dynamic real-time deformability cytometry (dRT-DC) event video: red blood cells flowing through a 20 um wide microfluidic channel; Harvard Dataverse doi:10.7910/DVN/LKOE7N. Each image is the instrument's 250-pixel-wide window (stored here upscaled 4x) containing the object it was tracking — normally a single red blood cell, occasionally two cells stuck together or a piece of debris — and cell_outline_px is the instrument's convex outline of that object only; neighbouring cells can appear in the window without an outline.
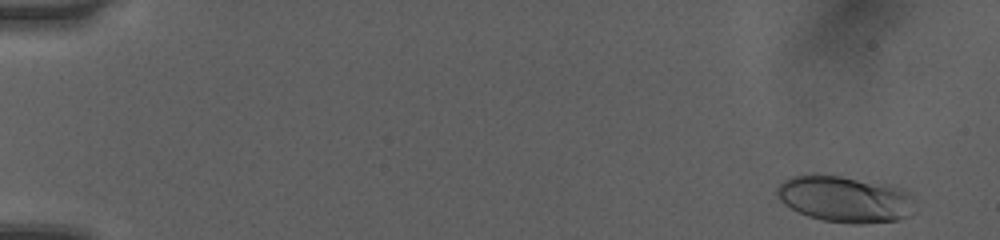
{"species": "human", "species_latin": "Homo sapiens", "temperature_condition": "room temperature", "stored_images_in_passage": 50, "camera_frame_rate_fps": 3000, "um_per_image_px": 0.085, "donor": {"sex": "female"}, "frame": {"image": 1, "passage_image": 2, "time_ms": 0.333, "image_size_px": [1000, 240], "cell_outline_px": [[912, 192], [908, 216], [900, 220], [864, 224], [852, 224], [824, 220], [808, 216], [784, 204], [776, 196], [776, 188], [784, 180], [792, 176], [808, 172], [816, 172], [892, 184], [904, 188]], "centroid_in_image_um": [71.78, 16.88], "position_along_channel_um": 13.2, "area_um2": 37.92}}
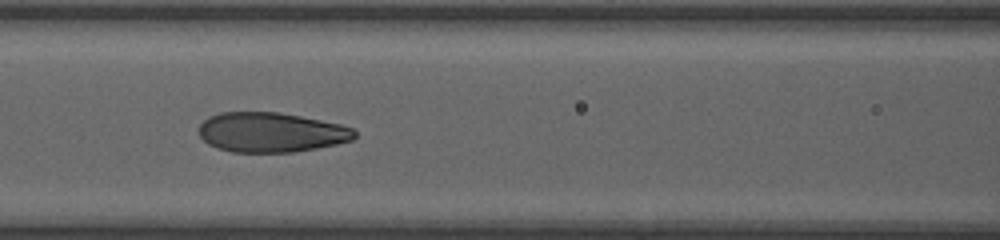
{"frame": {"image": 2, "passage_image": 23, "time_ms": 7.333, "image_size_px": [1000, 240], "cell_outline_px": [[356, 136], [352, 140], [336, 144], [316, 148], [292, 152], [232, 152], [216, 148], [208, 144], [200, 136], [200, 124], [208, 116], [220, 112], [280, 112], [340, 124], [352, 128], [356, 132]], "centroid_in_image_um": [23.02, 11.24], "position_along_channel_um": 143.6, "area_um2": 36.07}}
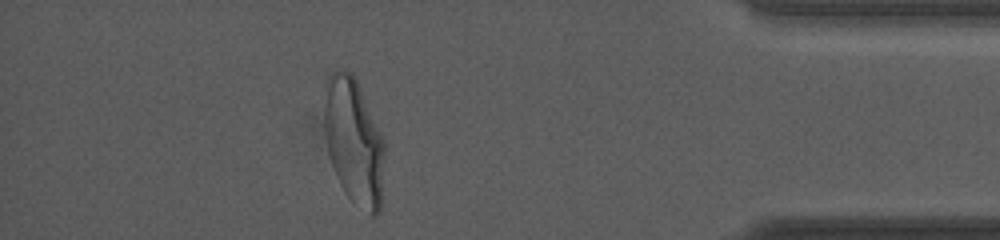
{"frame": {"image": 3, "passage_image": 45, "time_ms": 14.667, "image_size_px": [1000, 240], "cell_outline_px": [[384, 152], [380, 212], [376, 216], [372, 216], [352, 200], [344, 192], [340, 184], [328, 156], [324, 132], [324, 104], [328, 76], [332, 72], [344, 68], [352, 72], [356, 80], [384, 140]], "centroid_in_image_um": [30.06, 12.02], "position_along_channel_um": 405.1, "area_um2": 44.1}, "authors_computed_cell_mechanics": {"area_um2": 37.0209, "velocity_mm_per_s": 4.0607, "shape_relaxation_time_tau1_ms": 4.7198, "shape_relaxation_time_tau2_ms": null, "deformation_change_tau1": 0.2073, "deformation_change_tau2": null}}